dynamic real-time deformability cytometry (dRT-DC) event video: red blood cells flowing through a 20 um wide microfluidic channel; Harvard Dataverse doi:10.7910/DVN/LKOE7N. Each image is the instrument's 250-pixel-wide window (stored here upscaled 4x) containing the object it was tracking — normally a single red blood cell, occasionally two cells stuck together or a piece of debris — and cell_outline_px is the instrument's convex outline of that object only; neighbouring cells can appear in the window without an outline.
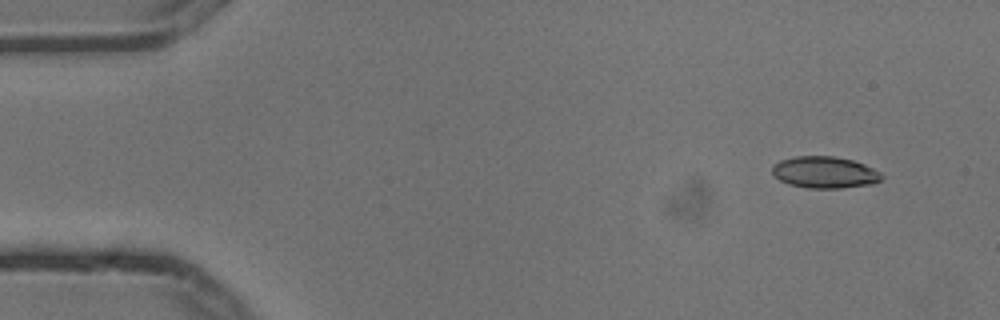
{"species": "common noctule bat (a hibernating species)", "species_latin": "Nyctalus noctula", "temperature_condition": "cold", "stored_images_in_passage": 5, "camera_frame_rate_fps": 3000, "um_per_image_px": 0.085, "animal": {"sex": "male", "body_mass_g": 13.3}, "frame": {"image": 1, "passage_image": 2, "time_ms": 0.333, "image_size_px": [1000, 320], "cell_outline_px": [[884, 176], [876, 184], [840, 188], [808, 188], [788, 184], [780, 180], [772, 172], [772, 164], [780, 160], [796, 156], [832, 156], [852, 160], [864, 164], [880, 172]], "centroid_in_image_um": [70.11, 14.65], "position_along_channel_um": 14.9, "area_um2": 20.29}}
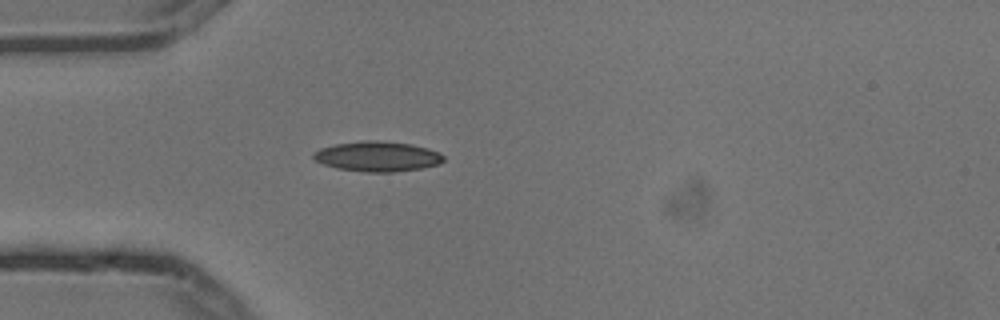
{"frame": {"image": 2, "passage_image": 5, "time_ms": 1.333, "image_size_px": [1000, 320], "cell_outline_px": [[444, 160], [440, 164], [420, 168], [392, 172], [364, 172], [336, 168], [312, 160], [312, 156], [320, 148], [336, 144], [364, 140], [376, 140], [412, 144], [428, 148], [444, 156]], "centroid_in_image_um": [32.06, 13.3], "position_along_channel_um": 52.9, "area_um2": 22.77}}